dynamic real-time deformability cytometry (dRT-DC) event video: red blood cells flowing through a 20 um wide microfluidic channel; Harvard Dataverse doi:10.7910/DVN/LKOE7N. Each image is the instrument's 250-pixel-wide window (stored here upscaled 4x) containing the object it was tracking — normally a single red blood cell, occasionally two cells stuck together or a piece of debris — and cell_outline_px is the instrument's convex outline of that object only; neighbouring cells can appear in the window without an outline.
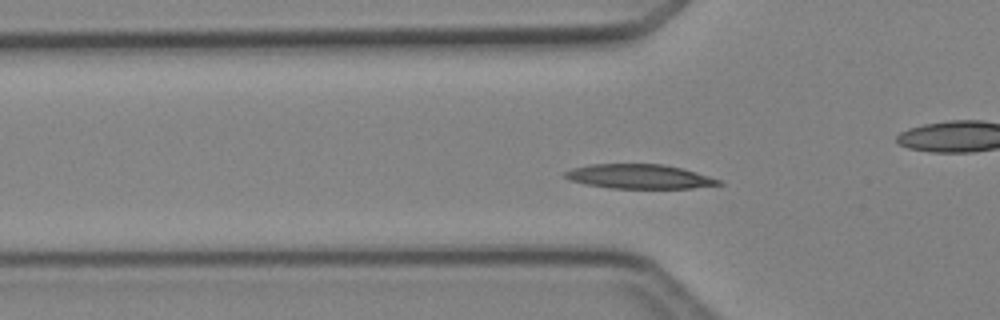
{"species": "Egyptian fruit bat (a non-hibernating species)", "species_latin": "Rousettus aegyptiacus", "temperature_condition": "cold", "stored_images_in_passage": 37, "camera_frame_rate_fps": 3000, "um_per_image_px": 0.085, "animal": {"sex": "female"}, "frame": {"image": 1, "passage_image": 4, "time_ms": 1.0, "image_size_px": [1000, 320], "cell_outline_px": [[724, 184], [692, 188], [608, 188], [584, 184], [568, 180], [564, 176], [564, 172], [572, 168], [592, 164], [664, 164], [696, 172], [720, 180]], "centroid_in_image_um": [54.3, 15.01], "position_along_channel_um": 71.5, "area_um2": 21.79}}
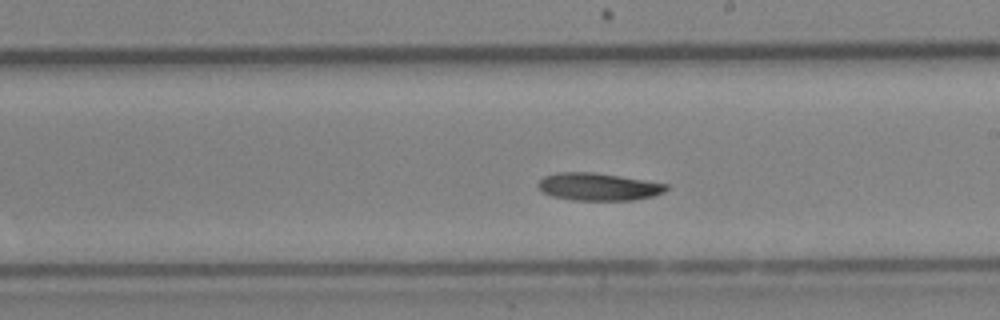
{"frame": {"image": 2, "passage_image": 16, "time_ms": 5.0, "image_size_px": [1000, 320], "cell_outline_px": [[668, 188], [664, 192], [652, 196], [632, 200], [572, 200], [552, 196], [544, 192], [536, 184], [544, 176], [556, 172], [592, 172], [644, 180], [668, 184]], "centroid_in_image_um": [50.84, 15.87], "position_along_channel_um": 238.2, "area_um2": 20.4}}
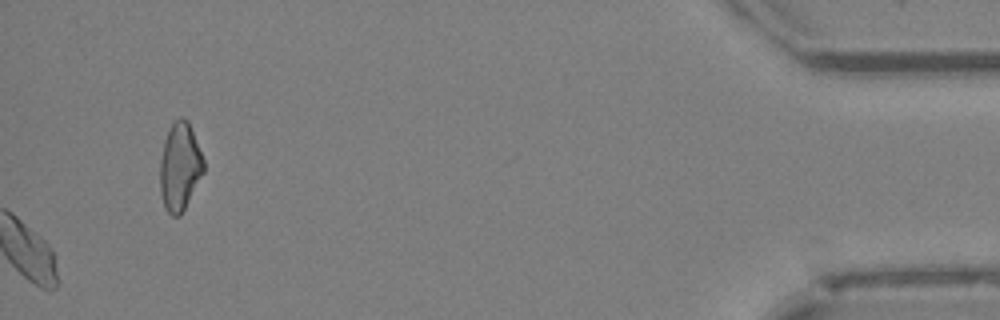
{"frame": {"image": 3, "passage_image": 37, "time_ms": 12.0, "image_size_px": [1000, 320], "cell_outline_px": [[204, 172], [180, 216], [172, 216], [164, 208], [160, 192], [160, 160], [164, 140], [168, 128], [180, 116], [184, 116], [188, 120], [204, 160]], "centroid_in_image_um": [15.27, 14.16], "position_along_channel_um": 419.9, "area_um2": 22.43}, "authors_computed_cell_mechanics": {"area_um2": 20.4612, "velocity_mm_per_s": 4.1849, "shape_relaxation_time_tau1_ms": 3.4708, "shape_relaxation_time_tau2_ms": null, "deformation_change_tau1": 0.0781, "deformation_change_tau2": null}}